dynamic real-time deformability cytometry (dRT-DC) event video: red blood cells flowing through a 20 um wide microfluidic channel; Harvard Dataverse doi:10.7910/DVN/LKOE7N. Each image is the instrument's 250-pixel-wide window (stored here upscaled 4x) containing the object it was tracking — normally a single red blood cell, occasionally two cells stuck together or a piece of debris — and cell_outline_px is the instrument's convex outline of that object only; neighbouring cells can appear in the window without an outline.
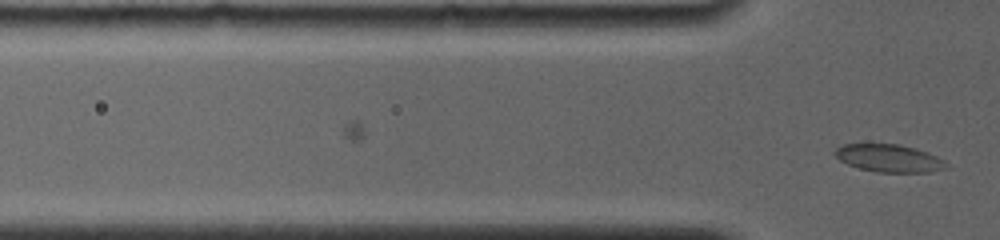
{"species": "common noctule bat (a hibernating species)", "species_latin": "Nyctalus noctula", "temperature_condition": "room temperature", "stored_images_in_passage": 7, "camera_frame_rate_fps": 4000, "um_per_image_px": 0.085, "animal": {"sex": "female", "body_mass_g": 19.0, "forearm_length_mm": 56.7}, "frame": {"image": 1, "passage_image": 7, "time_ms": 2.5, "image_size_px": [1000, 240], "cell_outline_px": [[948, 168], [932, 172], [876, 172], [860, 168], [848, 164], [840, 160], [832, 152], [836, 148], [844, 144], [900, 144], [916, 148], [928, 152], [944, 160], [948, 164]], "centroid_in_image_um": [75.6, 13.45], "position_along_channel_um": 50.2, "area_um2": 18.03}}